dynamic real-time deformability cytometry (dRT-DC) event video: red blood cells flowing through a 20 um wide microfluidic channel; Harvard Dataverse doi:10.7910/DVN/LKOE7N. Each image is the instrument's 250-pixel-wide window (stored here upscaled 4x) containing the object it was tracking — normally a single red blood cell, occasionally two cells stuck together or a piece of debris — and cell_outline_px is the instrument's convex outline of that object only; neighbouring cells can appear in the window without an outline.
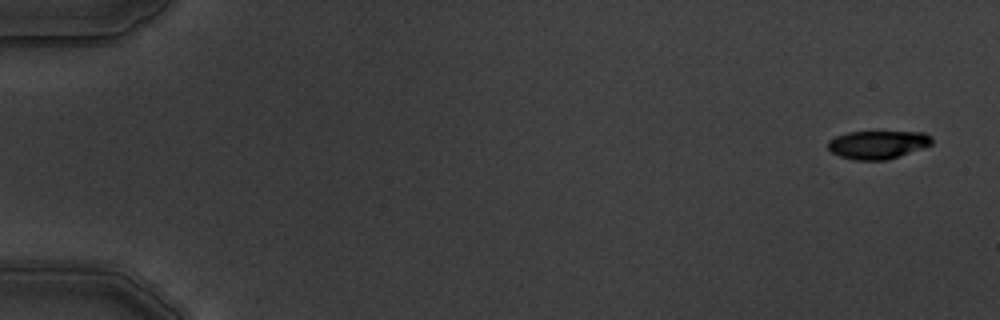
{"species": "common noctule bat (a hibernating species)", "species_latin": "Nyctalus noctula", "temperature_condition": "warm", "stored_images_in_passage": 6, "camera_frame_rate_fps": 3000, "um_per_image_px": 0.085, "animal": {"sex": "male", "body_mass_g": 19.5, "forearm_length_mm": 54.6}, "frame": {"image": 1, "passage_image": 1, "time_ms": 0.0, "image_size_px": [1000, 320], "cell_outline_px": [[932, 144], [888, 160], [856, 160], [840, 156], [832, 152], [828, 148], [828, 140], [836, 136], [848, 132], [924, 132], [932, 136]], "centroid_in_image_um": [74.6, 12.29], "position_along_channel_um": 10.4, "area_um2": 16.99}}